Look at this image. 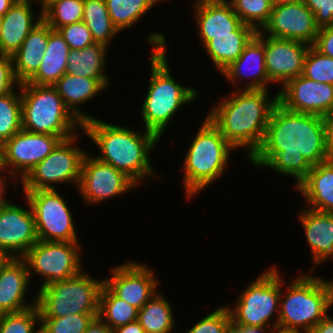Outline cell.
Instances as JSON below:
<instances>
[{"label": "cell", "instance_id": "obj_2", "mask_svg": "<svg viewBox=\"0 0 333 333\" xmlns=\"http://www.w3.org/2000/svg\"><path fill=\"white\" fill-rule=\"evenodd\" d=\"M236 89L222 96L206 117L236 151L245 149L249 160L263 142L278 93L270 98L268 90Z\"/></svg>", "mask_w": 333, "mask_h": 333}, {"label": "cell", "instance_id": "obj_45", "mask_svg": "<svg viewBox=\"0 0 333 333\" xmlns=\"http://www.w3.org/2000/svg\"><path fill=\"white\" fill-rule=\"evenodd\" d=\"M313 46L322 54L333 58V25L319 28Z\"/></svg>", "mask_w": 333, "mask_h": 333}, {"label": "cell", "instance_id": "obj_31", "mask_svg": "<svg viewBox=\"0 0 333 333\" xmlns=\"http://www.w3.org/2000/svg\"><path fill=\"white\" fill-rule=\"evenodd\" d=\"M157 291L153 297L138 310V321L145 333H173L175 318L172 304Z\"/></svg>", "mask_w": 333, "mask_h": 333}, {"label": "cell", "instance_id": "obj_40", "mask_svg": "<svg viewBox=\"0 0 333 333\" xmlns=\"http://www.w3.org/2000/svg\"><path fill=\"white\" fill-rule=\"evenodd\" d=\"M302 75L333 85V58L322 54L313 45L310 46L304 59Z\"/></svg>", "mask_w": 333, "mask_h": 333}, {"label": "cell", "instance_id": "obj_36", "mask_svg": "<svg viewBox=\"0 0 333 333\" xmlns=\"http://www.w3.org/2000/svg\"><path fill=\"white\" fill-rule=\"evenodd\" d=\"M84 0H56L43 11V20L54 30L80 22Z\"/></svg>", "mask_w": 333, "mask_h": 333}, {"label": "cell", "instance_id": "obj_35", "mask_svg": "<svg viewBox=\"0 0 333 333\" xmlns=\"http://www.w3.org/2000/svg\"><path fill=\"white\" fill-rule=\"evenodd\" d=\"M0 96V146L22 129L21 95L16 90Z\"/></svg>", "mask_w": 333, "mask_h": 333}, {"label": "cell", "instance_id": "obj_56", "mask_svg": "<svg viewBox=\"0 0 333 333\" xmlns=\"http://www.w3.org/2000/svg\"><path fill=\"white\" fill-rule=\"evenodd\" d=\"M298 1H303V0H274V2L279 3V2H298Z\"/></svg>", "mask_w": 333, "mask_h": 333}, {"label": "cell", "instance_id": "obj_13", "mask_svg": "<svg viewBox=\"0 0 333 333\" xmlns=\"http://www.w3.org/2000/svg\"><path fill=\"white\" fill-rule=\"evenodd\" d=\"M52 134L32 133L21 129L0 146L1 169L21 181L62 141Z\"/></svg>", "mask_w": 333, "mask_h": 333}, {"label": "cell", "instance_id": "obj_19", "mask_svg": "<svg viewBox=\"0 0 333 333\" xmlns=\"http://www.w3.org/2000/svg\"><path fill=\"white\" fill-rule=\"evenodd\" d=\"M310 45L264 35L265 65L268 79L279 87L303 73L304 59Z\"/></svg>", "mask_w": 333, "mask_h": 333}, {"label": "cell", "instance_id": "obj_53", "mask_svg": "<svg viewBox=\"0 0 333 333\" xmlns=\"http://www.w3.org/2000/svg\"><path fill=\"white\" fill-rule=\"evenodd\" d=\"M11 258H12V257H11L8 253H6V252L0 250V273H1L2 268L6 265V263H7Z\"/></svg>", "mask_w": 333, "mask_h": 333}, {"label": "cell", "instance_id": "obj_38", "mask_svg": "<svg viewBox=\"0 0 333 333\" xmlns=\"http://www.w3.org/2000/svg\"><path fill=\"white\" fill-rule=\"evenodd\" d=\"M98 313L71 314L60 318H40V333H84Z\"/></svg>", "mask_w": 333, "mask_h": 333}, {"label": "cell", "instance_id": "obj_49", "mask_svg": "<svg viewBox=\"0 0 333 333\" xmlns=\"http://www.w3.org/2000/svg\"><path fill=\"white\" fill-rule=\"evenodd\" d=\"M309 333H333V317L327 314Z\"/></svg>", "mask_w": 333, "mask_h": 333}, {"label": "cell", "instance_id": "obj_58", "mask_svg": "<svg viewBox=\"0 0 333 333\" xmlns=\"http://www.w3.org/2000/svg\"><path fill=\"white\" fill-rule=\"evenodd\" d=\"M1 29H2V18L0 17V36H1Z\"/></svg>", "mask_w": 333, "mask_h": 333}, {"label": "cell", "instance_id": "obj_27", "mask_svg": "<svg viewBox=\"0 0 333 333\" xmlns=\"http://www.w3.org/2000/svg\"><path fill=\"white\" fill-rule=\"evenodd\" d=\"M49 34L50 26L42 19L12 55L14 73L20 83L27 82L39 69Z\"/></svg>", "mask_w": 333, "mask_h": 333}, {"label": "cell", "instance_id": "obj_50", "mask_svg": "<svg viewBox=\"0 0 333 333\" xmlns=\"http://www.w3.org/2000/svg\"><path fill=\"white\" fill-rule=\"evenodd\" d=\"M113 333H145L139 321L130 322L124 326L113 329Z\"/></svg>", "mask_w": 333, "mask_h": 333}, {"label": "cell", "instance_id": "obj_14", "mask_svg": "<svg viewBox=\"0 0 333 333\" xmlns=\"http://www.w3.org/2000/svg\"><path fill=\"white\" fill-rule=\"evenodd\" d=\"M86 153L82 160L80 181L77 187L87 205H95L121 196L138 187L123 172L112 165L99 161Z\"/></svg>", "mask_w": 333, "mask_h": 333}, {"label": "cell", "instance_id": "obj_5", "mask_svg": "<svg viewBox=\"0 0 333 333\" xmlns=\"http://www.w3.org/2000/svg\"><path fill=\"white\" fill-rule=\"evenodd\" d=\"M310 273L297 276L290 284L280 274L278 329L309 333L332 308L333 279L327 281Z\"/></svg>", "mask_w": 333, "mask_h": 333}, {"label": "cell", "instance_id": "obj_26", "mask_svg": "<svg viewBox=\"0 0 333 333\" xmlns=\"http://www.w3.org/2000/svg\"><path fill=\"white\" fill-rule=\"evenodd\" d=\"M66 108L82 124L96 118L80 110V106L93 100L105 88L93 78L65 73L54 85ZM79 106V108H78Z\"/></svg>", "mask_w": 333, "mask_h": 333}, {"label": "cell", "instance_id": "obj_18", "mask_svg": "<svg viewBox=\"0 0 333 333\" xmlns=\"http://www.w3.org/2000/svg\"><path fill=\"white\" fill-rule=\"evenodd\" d=\"M29 209L10 202L0 207V250L12 258H22L38 241L35 220Z\"/></svg>", "mask_w": 333, "mask_h": 333}, {"label": "cell", "instance_id": "obj_4", "mask_svg": "<svg viewBox=\"0 0 333 333\" xmlns=\"http://www.w3.org/2000/svg\"><path fill=\"white\" fill-rule=\"evenodd\" d=\"M146 42L152 44L150 56V81L147 94L141 106L144 130L154 133L159 139L181 107L197 98L198 91L193 86H184L171 74L167 56V39L164 34H149ZM186 104V105H185ZM184 105V106H183Z\"/></svg>", "mask_w": 333, "mask_h": 333}, {"label": "cell", "instance_id": "obj_21", "mask_svg": "<svg viewBox=\"0 0 333 333\" xmlns=\"http://www.w3.org/2000/svg\"><path fill=\"white\" fill-rule=\"evenodd\" d=\"M28 267L23 258H11L0 273V315L17 313L36 306V296L26 301L30 286Z\"/></svg>", "mask_w": 333, "mask_h": 333}, {"label": "cell", "instance_id": "obj_59", "mask_svg": "<svg viewBox=\"0 0 333 333\" xmlns=\"http://www.w3.org/2000/svg\"><path fill=\"white\" fill-rule=\"evenodd\" d=\"M2 169H1V154H0V171H1Z\"/></svg>", "mask_w": 333, "mask_h": 333}, {"label": "cell", "instance_id": "obj_11", "mask_svg": "<svg viewBox=\"0 0 333 333\" xmlns=\"http://www.w3.org/2000/svg\"><path fill=\"white\" fill-rule=\"evenodd\" d=\"M80 246V242L38 240L22 257L30 280L34 273L42 276L44 279L40 288L79 274L84 270Z\"/></svg>", "mask_w": 333, "mask_h": 333}, {"label": "cell", "instance_id": "obj_51", "mask_svg": "<svg viewBox=\"0 0 333 333\" xmlns=\"http://www.w3.org/2000/svg\"><path fill=\"white\" fill-rule=\"evenodd\" d=\"M0 174H1L0 175V207H2V206H5V205H8L10 203L6 198H4L5 197L4 194L6 193L4 191H6V189H7L6 184L8 182L7 180H9L10 176L7 177L8 175H5L6 178H8V179L4 178L5 176H3V175L6 174V173L3 170L0 171Z\"/></svg>", "mask_w": 333, "mask_h": 333}, {"label": "cell", "instance_id": "obj_1", "mask_svg": "<svg viewBox=\"0 0 333 333\" xmlns=\"http://www.w3.org/2000/svg\"><path fill=\"white\" fill-rule=\"evenodd\" d=\"M332 158L326 146L322 117L293 112L277 103L260 148L249 159L255 167L293 177L296 187L312 166Z\"/></svg>", "mask_w": 333, "mask_h": 333}, {"label": "cell", "instance_id": "obj_10", "mask_svg": "<svg viewBox=\"0 0 333 333\" xmlns=\"http://www.w3.org/2000/svg\"><path fill=\"white\" fill-rule=\"evenodd\" d=\"M78 137L76 134L62 140L44 160L36 164L21 180L23 191L56 189V183H72L78 187L82 160L87 153L75 145Z\"/></svg>", "mask_w": 333, "mask_h": 333}, {"label": "cell", "instance_id": "obj_16", "mask_svg": "<svg viewBox=\"0 0 333 333\" xmlns=\"http://www.w3.org/2000/svg\"><path fill=\"white\" fill-rule=\"evenodd\" d=\"M103 284L118 298L140 310L159 291L154 270L144 263L127 261L111 267Z\"/></svg>", "mask_w": 333, "mask_h": 333}, {"label": "cell", "instance_id": "obj_34", "mask_svg": "<svg viewBox=\"0 0 333 333\" xmlns=\"http://www.w3.org/2000/svg\"><path fill=\"white\" fill-rule=\"evenodd\" d=\"M162 0H105L113 25L119 32L137 25L146 12ZM164 1V0H163Z\"/></svg>", "mask_w": 333, "mask_h": 333}, {"label": "cell", "instance_id": "obj_54", "mask_svg": "<svg viewBox=\"0 0 333 333\" xmlns=\"http://www.w3.org/2000/svg\"><path fill=\"white\" fill-rule=\"evenodd\" d=\"M56 0H34L35 2H39V12H43L50 4H52Z\"/></svg>", "mask_w": 333, "mask_h": 333}, {"label": "cell", "instance_id": "obj_7", "mask_svg": "<svg viewBox=\"0 0 333 333\" xmlns=\"http://www.w3.org/2000/svg\"><path fill=\"white\" fill-rule=\"evenodd\" d=\"M22 129L41 134H52L63 140L82 130V123L66 108L52 85L20 83Z\"/></svg>", "mask_w": 333, "mask_h": 333}, {"label": "cell", "instance_id": "obj_43", "mask_svg": "<svg viewBox=\"0 0 333 333\" xmlns=\"http://www.w3.org/2000/svg\"><path fill=\"white\" fill-rule=\"evenodd\" d=\"M20 86L16 79L12 56L0 54V96L12 93Z\"/></svg>", "mask_w": 333, "mask_h": 333}, {"label": "cell", "instance_id": "obj_39", "mask_svg": "<svg viewBox=\"0 0 333 333\" xmlns=\"http://www.w3.org/2000/svg\"><path fill=\"white\" fill-rule=\"evenodd\" d=\"M0 333H40V311L37 305L25 311L1 314Z\"/></svg>", "mask_w": 333, "mask_h": 333}, {"label": "cell", "instance_id": "obj_9", "mask_svg": "<svg viewBox=\"0 0 333 333\" xmlns=\"http://www.w3.org/2000/svg\"><path fill=\"white\" fill-rule=\"evenodd\" d=\"M235 304V307L226 306L230 314L231 324L240 327L277 329L280 306V272L278 267L269 266V269H265L259 277L240 292ZM273 318L275 319L273 320Z\"/></svg>", "mask_w": 333, "mask_h": 333}, {"label": "cell", "instance_id": "obj_29", "mask_svg": "<svg viewBox=\"0 0 333 333\" xmlns=\"http://www.w3.org/2000/svg\"><path fill=\"white\" fill-rule=\"evenodd\" d=\"M70 47L58 30L50 27L48 44L37 72L27 81L34 85H54L65 73Z\"/></svg>", "mask_w": 333, "mask_h": 333}, {"label": "cell", "instance_id": "obj_8", "mask_svg": "<svg viewBox=\"0 0 333 333\" xmlns=\"http://www.w3.org/2000/svg\"><path fill=\"white\" fill-rule=\"evenodd\" d=\"M103 278L82 270L74 277L40 287L36 305L40 318H60L71 314L98 313Z\"/></svg>", "mask_w": 333, "mask_h": 333}, {"label": "cell", "instance_id": "obj_12", "mask_svg": "<svg viewBox=\"0 0 333 333\" xmlns=\"http://www.w3.org/2000/svg\"><path fill=\"white\" fill-rule=\"evenodd\" d=\"M32 209L38 240L79 242L73 215L56 189L23 191Z\"/></svg>", "mask_w": 333, "mask_h": 333}, {"label": "cell", "instance_id": "obj_22", "mask_svg": "<svg viewBox=\"0 0 333 333\" xmlns=\"http://www.w3.org/2000/svg\"><path fill=\"white\" fill-rule=\"evenodd\" d=\"M193 4L197 35L202 46L209 41V35H232L243 25L230 2L199 0Z\"/></svg>", "mask_w": 333, "mask_h": 333}, {"label": "cell", "instance_id": "obj_24", "mask_svg": "<svg viewBox=\"0 0 333 333\" xmlns=\"http://www.w3.org/2000/svg\"><path fill=\"white\" fill-rule=\"evenodd\" d=\"M299 214L298 219L312 254L314 265L310 272H313L318 265L333 259V213L304 208Z\"/></svg>", "mask_w": 333, "mask_h": 333}, {"label": "cell", "instance_id": "obj_32", "mask_svg": "<svg viewBox=\"0 0 333 333\" xmlns=\"http://www.w3.org/2000/svg\"><path fill=\"white\" fill-rule=\"evenodd\" d=\"M82 21L91 31L95 43H101L107 47L119 33L110 19L105 0H84Z\"/></svg>", "mask_w": 333, "mask_h": 333}, {"label": "cell", "instance_id": "obj_37", "mask_svg": "<svg viewBox=\"0 0 333 333\" xmlns=\"http://www.w3.org/2000/svg\"><path fill=\"white\" fill-rule=\"evenodd\" d=\"M230 3L243 24L260 31L270 17L274 0H231Z\"/></svg>", "mask_w": 333, "mask_h": 333}, {"label": "cell", "instance_id": "obj_28", "mask_svg": "<svg viewBox=\"0 0 333 333\" xmlns=\"http://www.w3.org/2000/svg\"><path fill=\"white\" fill-rule=\"evenodd\" d=\"M256 34L254 28L243 24L237 31L232 32V35H209V41L203 48L221 74L241 55Z\"/></svg>", "mask_w": 333, "mask_h": 333}, {"label": "cell", "instance_id": "obj_44", "mask_svg": "<svg viewBox=\"0 0 333 333\" xmlns=\"http://www.w3.org/2000/svg\"><path fill=\"white\" fill-rule=\"evenodd\" d=\"M313 12L316 25L321 28L333 25V0H303Z\"/></svg>", "mask_w": 333, "mask_h": 333}, {"label": "cell", "instance_id": "obj_33", "mask_svg": "<svg viewBox=\"0 0 333 333\" xmlns=\"http://www.w3.org/2000/svg\"><path fill=\"white\" fill-rule=\"evenodd\" d=\"M98 317L115 329L138 320V309L116 297L103 284L99 294Z\"/></svg>", "mask_w": 333, "mask_h": 333}, {"label": "cell", "instance_id": "obj_3", "mask_svg": "<svg viewBox=\"0 0 333 333\" xmlns=\"http://www.w3.org/2000/svg\"><path fill=\"white\" fill-rule=\"evenodd\" d=\"M81 131L98 147L101 155L94 156L96 159L123 172L137 186L147 182V178H163L161 174L155 175L150 161V153L160 141L154 133H143L98 117L83 123Z\"/></svg>", "mask_w": 333, "mask_h": 333}, {"label": "cell", "instance_id": "obj_57", "mask_svg": "<svg viewBox=\"0 0 333 333\" xmlns=\"http://www.w3.org/2000/svg\"><path fill=\"white\" fill-rule=\"evenodd\" d=\"M212 1H218V2H230L231 0H212Z\"/></svg>", "mask_w": 333, "mask_h": 333}, {"label": "cell", "instance_id": "obj_30", "mask_svg": "<svg viewBox=\"0 0 333 333\" xmlns=\"http://www.w3.org/2000/svg\"><path fill=\"white\" fill-rule=\"evenodd\" d=\"M108 47L94 43L80 50H70L67 58L66 73L73 76L96 79L105 89L110 85L106 75Z\"/></svg>", "mask_w": 333, "mask_h": 333}, {"label": "cell", "instance_id": "obj_52", "mask_svg": "<svg viewBox=\"0 0 333 333\" xmlns=\"http://www.w3.org/2000/svg\"><path fill=\"white\" fill-rule=\"evenodd\" d=\"M16 0H0V17H2Z\"/></svg>", "mask_w": 333, "mask_h": 333}, {"label": "cell", "instance_id": "obj_41", "mask_svg": "<svg viewBox=\"0 0 333 333\" xmlns=\"http://www.w3.org/2000/svg\"><path fill=\"white\" fill-rule=\"evenodd\" d=\"M231 325V318L226 307L220 306L191 326L186 333H225Z\"/></svg>", "mask_w": 333, "mask_h": 333}, {"label": "cell", "instance_id": "obj_15", "mask_svg": "<svg viewBox=\"0 0 333 333\" xmlns=\"http://www.w3.org/2000/svg\"><path fill=\"white\" fill-rule=\"evenodd\" d=\"M319 27L304 1L274 2L267 23L259 31L268 37L300 41L314 45Z\"/></svg>", "mask_w": 333, "mask_h": 333}, {"label": "cell", "instance_id": "obj_42", "mask_svg": "<svg viewBox=\"0 0 333 333\" xmlns=\"http://www.w3.org/2000/svg\"><path fill=\"white\" fill-rule=\"evenodd\" d=\"M58 31L71 50H80L95 43L91 31L83 21L60 27Z\"/></svg>", "mask_w": 333, "mask_h": 333}, {"label": "cell", "instance_id": "obj_20", "mask_svg": "<svg viewBox=\"0 0 333 333\" xmlns=\"http://www.w3.org/2000/svg\"><path fill=\"white\" fill-rule=\"evenodd\" d=\"M221 74L235 87L241 82L240 78L249 79L250 81L242 86V90H268L272 82L266 71L264 35L257 31L241 55Z\"/></svg>", "mask_w": 333, "mask_h": 333}, {"label": "cell", "instance_id": "obj_47", "mask_svg": "<svg viewBox=\"0 0 333 333\" xmlns=\"http://www.w3.org/2000/svg\"><path fill=\"white\" fill-rule=\"evenodd\" d=\"M84 333H113V329L97 316Z\"/></svg>", "mask_w": 333, "mask_h": 333}, {"label": "cell", "instance_id": "obj_55", "mask_svg": "<svg viewBox=\"0 0 333 333\" xmlns=\"http://www.w3.org/2000/svg\"><path fill=\"white\" fill-rule=\"evenodd\" d=\"M271 333H303V332H297V331H285V330H281V329H274L272 330Z\"/></svg>", "mask_w": 333, "mask_h": 333}, {"label": "cell", "instance_id": "obj_17", "mask_svg": "<svg viewBox=\"0 0 333 333\" xmlns=\"http://www.w3.org/2000/svg\"><path fill=\"white\" fill-rule=\"evenodd\" d=\"M277 93L278 103L293 112L323 117L333 108V85L302 74L288 80Z\"/></svg>", "mask_w": 333, "mask_h": 333}, {"label": "cell", "instance_id": "obj_6", "mask_svg": "<svg viewBox=\"0 0 333 333\" xmlns=\"http://www.w3.org/2000/svg\"><path fill=\"white\" fill-rule=\"evenodd\" d=\"M235 148L205 117L183 160V186L186 199L196 197L216 179L222 178Z\"/></svg>", "mask_w": 333, "mask_h": 333}, {"label": "cell", "instance_id": "obj_48", "mask_svg": "<svg viewBox=\"0 0 333 333\" xmlns=\"http://www.w3.org/2000/svg\"><path fill=\"white\" fill-rule=\"evenodd\" d=\"M272 330H274V329L267 328V327H240V326L231 324L226 329L225 333H266V332L271 333Z\"/></svg>", "mask_w": 333, "mask_h": 333}, {"label": "cell", "instance_id": "obj_23", "mask_svg": "<svg viewBox=\"0 0 333 333\" xmlns=\"http://www.w3.org/2000/svg\"><path fill=\"white\" fill-rule=\"evenodd\" d=\"M33 1L16 0L1 17L0 54L12 56L22 46L30 31L42 21L43 12H37L39 15L34 17Z\"/></svg>", "mask_w": 333, "mask_h": 333}, {"label": "cell", "instance_id": "obj_25", "mask_svg": "<svg viewBox=\"0 0 333 333\" xmlns=\"http://www.w3.org/2000/svg\"><path fill=\"white\" fill-rule=\"evenodd\" d=\"M295 188L300 191L309 209L333 213V157L312 166Z\"/></svg>", "mask_w": 333, "mask_h": 333}, {"label": "cell", "instance_id": "obj_46", "mask_svg": "<svg viewBox=\"0 0 333 333\" xmlns=\"http://www.w3.org/2000/svg\"><path fill=\"white\" fill-rule=\"evenodd\" d=\"M325 127L326 146L329 155L333 157V108L329 110L323 117Z\"/></svg>", "mask_w": 333, "mask_h": 333}]
</instances>
